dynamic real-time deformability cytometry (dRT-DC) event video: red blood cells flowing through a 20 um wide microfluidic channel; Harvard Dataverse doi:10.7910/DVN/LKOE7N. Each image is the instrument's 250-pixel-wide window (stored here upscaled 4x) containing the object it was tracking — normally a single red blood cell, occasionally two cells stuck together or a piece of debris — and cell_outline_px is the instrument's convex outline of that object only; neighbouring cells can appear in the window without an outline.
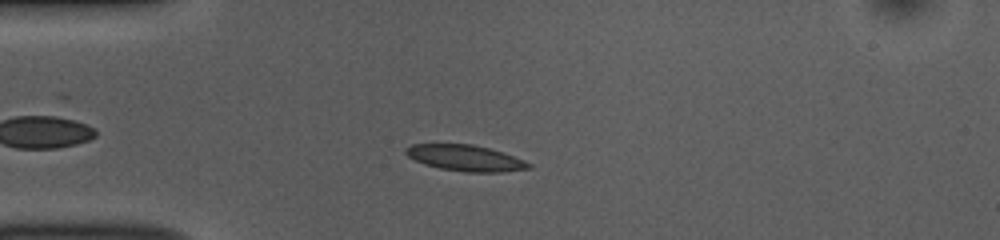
{"species": "common noctule bat (a hibernating species)", "species_latin": "Nyctalus noctula", "temperature_condition": "room temperature", "stored_images_in_passage": 49, "camera_frame_rate_fps": 3000, "um_per_image_px": 0.085, "animal": {"sex": "female", "body_mass_g": 10.0, "forearm_length_mm": 53.1}, "frame": {"image": 1, "passage_image": 10, "time_ms": 3.0, "image_size_px": [1000, 240], "cell_outline_px": [[532, 168], [504, 172], [464, 172], [440, 168], [424, 164], [408, 156], [404, 152], [404, 148], [412, 144], [472, 144], [504, 152], [524, 160], [532, 164]], "centroid_in_image_um": [39.58, 13.43], "position_along_channel_um": 45.4, "area_um2": 18.73}}
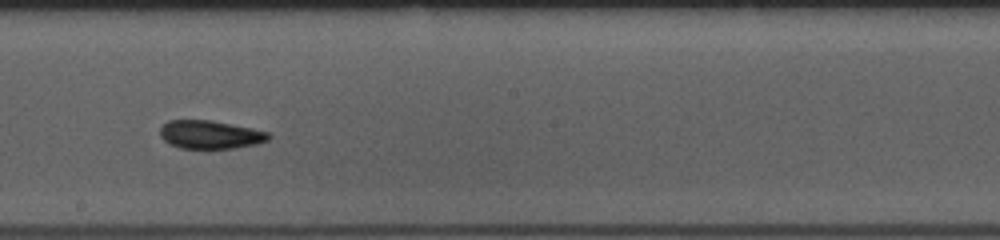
{"frame": {"image": 2, "passage_image": 26, "time_ms": 8.333, "image_size_px": [1000, 240], "cell_outline_px": [[272, 136], [268, 140], [256, 144], [236, 148], [180, 148], [168, 144], [160, 136], [160, 128], [168, 120], [212, 120], [252, 128], [268, 132]], "centroid_in_image_um": [17.86, 11.44], "position_along_channel_um": 230.3, "area_um2": 17.98}}
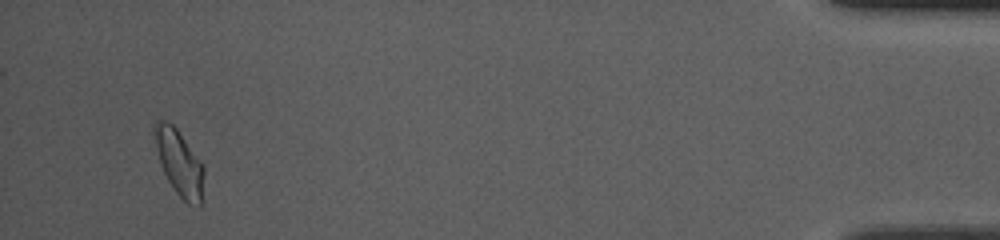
{"frame": {"image": 3, "passage_image": 47, "time_ms": 15.333, "image_size_px": [1000, 240], "cell_outline_px": [[204, 172], [200, 204], [188, 204], [176, 192], [168, 180], [160, 164], [152, 132], [152, 124], [156, 120], [164, 120], [172, 124], [176, 128], [204, 168]], "centroid_in_image_um": [15.17, 13.77], "position_along_channel_um": 420.0, "area_um2": 18.44}, "authors_computed_cell_mechanics": {"area_um2": 18.0914, "velocity_mm_per_s": 3.7779, "shape_relaxation_time_tau1_ms": 4.4342, "shape_relaxation_time_tau2_ms": 2.6497, "deformation_change_tau1": 0.1096, "deformation_change_tau2": 0.0719}}